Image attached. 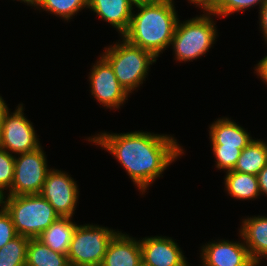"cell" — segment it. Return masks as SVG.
Instances as JSON below:
<instances>
[{
  "instance_id": "cell-1",
  "label": "cell",
  "mask_w": 267,
  "mask_h": 266,
  "mask_svg": "<svg viewBox=\"0 0 267 266\" xmlns=\"http://www.w3.org/2000/svg\"><path fill=\"white\" fill-rule=\"evenodd\" d=\"M87 139L110 152L142 194L184 154L177 140L165 134L143 131L110 134L104 131Z\"/></svg>"
},
{
  "instance_id": "cell-2",
  "label": "cell",
  "mask_w": 267,
  "mask_h": 266,
  "mask_svg": "<svg viewBox=\"0 0 267 266\" xmlns=\"http://www.w3.org/2000/svg\"><path fill=\"white\" fill-rule=\"evenodd\" d=\"M173 0H151L134 5L128 30L122 35L129 43L151 52L156 58L171 45L178 14Z\"/></svg>"
},
{
  "instance_id": "cell-3",
  "label": "cell",
  "mask_w": 267,
  "mask_h": 266,
  "mask_svg": "<svg viewBox=\"0 0 267 266\" xmlns=\"http://www.w3.org/2000/svg\"><path fill=\"white\" fill-rule=\"evenodd\" d=\"M1 205L10 214L18 235L36 239L58 217L53 206L41 195L1 196Z\"/></svg>"
},
{
  "instance_id": "cell-4",
  "label": "cell",
  "mask_w": 267,
  "mask_h": 266,
  "mask_svg": "<svg viewBox=\"0 0 267 266\" xmlns=\"http://www.w3.org/2000/svg\"><path fill=\"white\" fill-rule=\"evenodd\" d=\"M122 41L104 48L101 54L111 65L118 82L130 94L147 78L150 65L156 57L149 51L129 43L120 36Z\"/></svg>"
},
{
  "instance_id": "cell-5",
  "label": "cell",
  "mask_w": 267,
  "mask_h": 266,
  "mask_svg": "<svg viewBox=\"0 0 267 266\" xmlns=\"http://www.w3.org/2000/svg\"><path fill=\"white\" fill-rule=\"evenodd\" d=\"M211 15L204 13L183 23L178 19L171 42L176 61H193L209 52L218 36Z\"/></svg>"
},
{
  "instance_id": "cell-6",
  "label": "cell",
  "mask_w": 267,
  "mask_h": 266,
  "mask_svg": "<svg viewBox=\"0 0 267 266\" xmlns=\"http://www.w3.org/2000/svg\"><path fill=\"white\" fill-rule=\"evenodd\" d=\"M119 231L99 225H77L67 253L70 266L101 264L109 242Z\"/></svg>"
},
{
  "instance_id": "cell-7",
  "label": "cell",
  "mask_w": 267,
  "mask_h": 266,
  "mask_svg": "<svg viewBox=\"0 0 267 266\" xmlns=\"http://www.w3.org/2000/svg\"><path fill=\"white\" fill-rule=\"evenodd\" d=\"M44 150L38 149L15 155L14 179L7 195L40 194L49 167Z\"/></svg>"
},
{
  "instance_id": "cell-8",
  "label": "cell",
  "mask_w": 267,
  "mask_h": 266,
  "mask_svg": "<svg viewBox=\"0 0 267 266\" xmlns=\"http://www.w3.org/2000/svg\"><path fill=\"white\" fill-rule=\"evenodd\" d=\"M23 110V104H19L11 114L8 110L1 123L0 148L10 154H23L41 147L35 128L24 116Z\"/></svg>"
},
{
  "instance_id": "cell-9",
  "label": "cell",
  "mask_w": 267,
  "mask_h": 266,
  "mask_svg": "<svg viewBox=\"0 0 267 266\" xmlns=\"http://www.w3.org/2000/svg\"><path fill=\"white\" fill-rule=\"evenodd\" d=\"M91 95L100 105L109 109H119L128 100L129 93L118 82L109 62L101 55L89 74Z\"/></svg>"
},
{
  "instance_id": "cell-10",
  "label": "cell",
  "mask_w": 267,
  "mask_h": 266,
  "mask_svg": "<svg viewBox=\"0 0 267 266\" xmlns=\"http://www.w3.org/2000/svg\"><path fill=\"white\" fill-rule=\"evenodd\" d=\"M40 194L60 217L74 216L79 191L76 181L66 172L51 168Z\"/></svg>"
},
{
  "instance_id": "cell-11",
  "label": "cell",
  "mask_w": 267,
  "mask_h": 266,
  "mask_svg": "<svg viewBox=\"0 0 267 266\" xmlns=\"http://www.w3.org/2000/svg\"><path fill=\"white\" fill-rule=\"evenodd\" d=\"M218 241V242H217ZM208 242L201 248L202 266H258L245 243L229 240Z\"/></svg>"
},
{
  "instance_id": "cell-12",
  "label": "cell",
  "mask_w": 267,
  "mask_h": 266,
  "mask_svg": "<svg viewBox=\"0 0 267 266\" xmlns=\"http://www.w3.org/2000/svg\"><path fill=\"white\" fill-rule=\"evenodd\" d=\"M139 241L144 266H182L187 262L178 243L171 237H145Z\"/></svg>"
},
{
  "instance_id": "cell-13",
  "label": "cell",
  "mask_w": 267,
  "mask_h": 266,
  "mask_svg": "<svg viewBox=\"0 0 267 266\" xmlns=\"http://www.w3.org/2000/svg\"><path fill=\"white\" fill-rule=\"evenodd\" d=\"M102 266H141L140 241L119 231L109 242Z\"/></svg>"
},
{
  "instance_id": "cell-14",
  "label": "cell",
  "mask_w": 267,
  "mask_h": 266,
  "mask_svg": "<svg viewBox=\"0 0 267 266\" xmlns=\"http://www.w3.org/2000/svg\"><path fill=\"white\" fill-rule=\"evenodd\" d=\"M134 4L130 0H88L91 9L104 21L110 23L121 36L128 30Z\"/></svg>"
},
{
  "instance_id": "cell-15",
  "label": "cell",
  "mask_w": 267,
  "mask_h": 266,
  "mask_svg": "<svg viewBox=\"0 0 267 266\" xmlns=\"http://www.w3.org/2000/svg\"><path fill=\"white\" fill-rule=\"evenodd\" d=\"M212 147L244 149L253 139L244 128L229 118H218L209 127Z\"/></svg>"
},
{
  "instance_id": "cell-16",
  "label": "cell",
  "mask_w": 267,
  "mask_h": 266,
  "mask_svg": "<svg viewBox=\"0 0 267 266\" xmlns=\"http://www.w3.org/2000/svg\"><path fill=\"white\" fill-rule=\"evenodd\" d=\"M239 233L251 258L259 266L260 259L267 258V217L244 218Z\"/></svg>"
},
{
  "instance_id": "cell-17",
  "label": "cell",
  "mask_w": 267,
  "mask_h": 266,
  "mask_svg": "<svg viewBox=\"0 0 267 266\" xmlns=\"http://www.w3.org/2000/svg\"><path fill=\"white\" fill-rule=\"evenodd\" d=\"M71 220V217H58L37 239L51 250L67 255L77 227Z\"/></svg>"
},
{
  "instance_id": "cell-18",
  "label": "cell",
  "mask_w": 267,
  "mask_h": 266,
  "mask_svg": "<svg viewBox=\"0 0 267 266\" xmlns=\"http://www.w3.org/2000/svg\"><path fill=\"white\" fill-rule=\"evenodd\" d=\"M224 179L225 190L233 198L254 200L261 196L258 178L255 175L230 170L226 171Z\"/></svg>"
},
{
  "instance_id": "cell-19",
  "label": "cell",
  "mask_w": 267,
  "mask_h": 266,
  "mask_svg": "<svg viewBox=\"0 0 267 266\" xmlns=\"http://www.w3.org/2000/svg\"><path fill=\"white\" fill-rule=\"evenodd\" d=\"M267 165V142L253 139L241 151L233 171L257 176L259 171Z\"/></svg>"
},
{
  "instance_id": "cell-20",
  "label": "cell",
  "mask_w": 267,
  "mask_h": 266,
  "mask_svg": "<svg viewBox=\"0 0 267 266\" xmlns=\"http://www.w3.org/2000/svg\"><path fill=\"white\" fill-rule=\"evenodd\" d=\"M26 266H70L67 255L55 252L40 240L29 239Z\"/></svg>"
},
{
  "instance_id": "cell-21",
  "label": "cell",
  "mask_w": 267,
  "mask_h": 266,
  "mask_svg": "<svg viewBox=\"0 0 267 266\" xmlns=\"http://www.w3.org/2000/svg\"><path fill=\"white\" fill-rule=\"evenodd\" d=\"M27 5L43 9L68 21L82 9L88 8V0H29Z\"/></svg>"
},
{
  "instance_id": "cell-22",
  "label": "cell",
  "mask_w": 267,
  "mask_h": 266,
  "mask_svg": "<svg viewBox=\"0 0 267 266\" xmlns=\"http://www.w3.org/2000/svg\"><path fill=\"white\" fill-rule=\"evenodd\" d=\"M29 238L17 235L0 248V266H26Z\"/></svg>"
},
{
  "instance_id": "cell-23",
  "label": "cell",
  "mask_w": 267,
  "mask_h": 266,
  "mask_svg": "<svg viewBox=\"0 0 267 266\" xmlns=\"http://www.w3.org/2000/svg\"><path fill=\"white\" fill-rule=\"evenodd\" d=\"M14 169L15 155L13 156L5 149L0 148V197L11 189L14 179Z\"/></svg>"
},
{
  "instance_id": "cell-24",
  "label": "cell",
  "mask_w": 267,
  "mask_h": 266,
  "mask_svg": "<svg viewBox=\"0 0 267 266\" xmlns=\"http://www.w3.org/2000/svg\"><path fill=\"white\" fill-rule=\"evenodd\" d=\"M266 2V0H219L213 16L227 17L233 13H239L248 10L259 4V9Z\"/></svg>"
},
{
  "instance_id": "cell-25",
  "label": "cell",
  "mask_w": 267,
  "mask_h": 266,
  "mask_svg": "<svg viewBox=\"0 0 267 266\" xmlns=\"http://www.w3.org/2000/svg\"><path fill=\"white\" fill-rule=\"evenodd\" d=\"M213 155L215 157L216 168L219 170L230 171L236 166L237 160L241 155L239 148H222L212 147Z\"/></svg>"
},
{
  "instance_id": "cell-26",
  "label": "cell",
  "mask_w": 267,
  "mask_h": 266,
  "mask_svg": "<svg viewBox=\"0 0 267 266\" xmlns=\"http://www.w3.org/2000/svg\"><path fill=\"white\" fill-rule=\"evenodd\" d=\"M0 208V248H2L18 234L15 231L10 214L2 205H0Z\"/></svg>"
},
{
  "instance_id": "cell-27",
  "label": "cell",
  "mask_w": 267,
  "mask_h": 266,
  "mask_svg": "<svg viewBox=\"0 0 267 266\" xmlns=\"http://www.w3.org/2000/svg\"><path fill=\"white\" fill-rule=\"evenodd\" d=\"M189 3L199 6L203 9V13H213L216 9L217 3L219 0H188Z\"/></svg>"
},
{
  "instance_id": "cell-28",
  "label": "cell",
  "mask_w": 267,
  "mask_h": 266,
  "mask_svg": "<svg viewBox=\"0 0 267 266\" xmlns=\"http://www.w3.org/2000/svg\"><path fill=\"white\" fill-rule=\"evenodd\" d=\"M260 29L267 44V0L259 10Z\"/></svg>"
},
{
  "instance_id": "cell-29",
  "label": "cell",
  "mask_w": 267,
  "mask_h": 266,
  "mask_svg": "<svg viewBox=\"0 0 267 266\" xmlns=\"http://www.w3.org/2000/svg\"><path fill=\"white\" fill-rule=\"evenodd\" d=\"M260 194L267 196V165L257 174Z\"/></svg>"
},
{
  "instance_id": "cell-30",
  "label": "cell",
  "mask_w": 267,
  "mask_h": 266,
  "mask_svg": "<svg viewBox=\"0 0 267 266\" xmlns=\"http://www.w3.org/2000/svg\"><path fill=\"white\" fill-rule=\"evenodd\" d=\"M255 73L267 84V56L263 57L255 67Z\"/></svg>"
},
{
  "instance_id": "cell-31",
  "label": "cell",
  "mask_w": 267,
  "mask_h": 266,
  "mask_svg": "<svg viewBox=\"0 0 267 266\" xmlns=\"http://www.w3.org/2000/svg\"><path fill=\"white\" fill-rule=\"evenodd\" d=\"M8 110L10 109H8L7 104L5 103L3 97L0 95V127L3 121V118Z\"/></svg>"
},
{
  "instance_id": "cell-32",
  "label": "cell",
  "mask_w": 267,
  "mask_h": 266,
  "mask_svg": "<svg viewBox=\"0 0 267 266\" xmlns=\"http://www.w3.org/2000/svg\"><path fill=\"white\" fill-rule=\"evenodd\" d=\"M134 5L140 4V3H144V2H148L151 0H130Z\"/></svg>"
},
{
  "instance_id": "cell-33",
  "label": "cell",
  "mask_w": 267,
  "mask_h": 266,
  "mask_svg": "<svg viewBox=\"0 0 267 266\" xmlns=\"http://www.w3.org/2000/svg\"><path fill=\"white\" fill-rule=\"evenodd\" d=\"M82 266H102L101 264L82 265Z\"/></svg>"
},
{
  "instance_id": "cell-34",
  "label": "cell",
  "mask_w": 267,
  "mask_h": 266,
  "mask_svg": "<svg viewBox=\"0 0 267 266\" xmlns=\"http://www.w3.org/2000/svg\"><path fill=\"white\" fill-rule=\"evenodd\" d=\"M17 1H19V0H17ZM28 1H29V0H20V2H24V3H26V4H28Z\"/></svg>"
},
{
  "instance_id": "cell-35",
  "label": "cell",
  "mask_w": 267,
  "mask_h": 266,
  "mask_svg": "<svg viewBox=\"0 0 267 266\" xmlns=\"http://www.w3.org/2000/svg\"><path fill=\"white\" fill-rule=\"evenodd\" d=\"M182 266H189V264H188V262H186Z\"/></svg>"
}]
</instances>
